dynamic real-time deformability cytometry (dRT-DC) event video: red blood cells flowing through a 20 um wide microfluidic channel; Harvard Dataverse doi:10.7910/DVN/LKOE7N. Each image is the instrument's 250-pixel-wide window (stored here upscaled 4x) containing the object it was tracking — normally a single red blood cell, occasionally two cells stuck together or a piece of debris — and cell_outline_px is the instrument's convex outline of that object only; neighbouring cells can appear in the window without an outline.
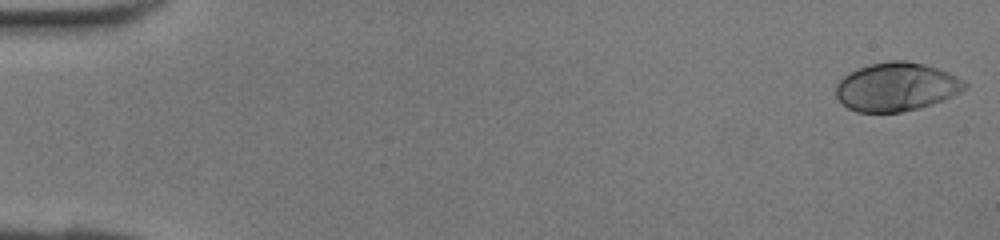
{"species": "human", "species_latin": "Homo sapiens", "temperature_condition": "room temperature", "stored_images_in_passage": 42, "camera_frame_rate_fps": 3000, "um_per_image_px": 0.085, "donor": {"sex": "female"}, "frame": {"image": 1, "passage_image": 1, "time_ms": 0.0, "image_size_px": [1000, 240], "cell_outline_px": [[968, 88], [952, 96], [932, 104], [920, 108], [900, 112], [856, 112], [848, 108], [836, 96], [836, 84], [844, 76], [868, 64], [888, 60], [904, 60], [924, 64], [948, 72], [964, 80], [968, 84]], "centroid_in_image_um": [76.21, 7.38], "position_along_channel_um": 8.8, "area_um2": 36.41}}
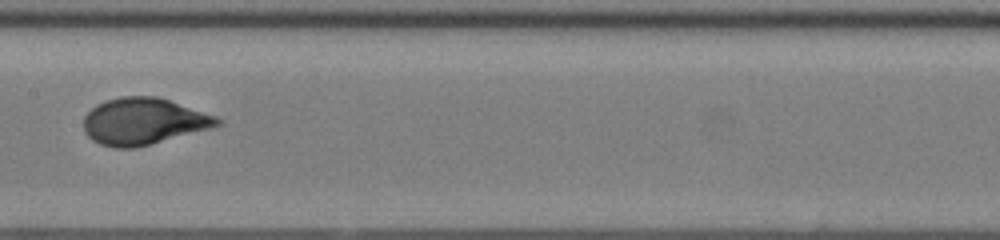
{"frame": {"image": 2, "passage_image": 22, "time_ms": 7.0, "image_size_px": [1000, 240], "cell_outline_px": [[224, 124], [212, 128], [136, 148], [116, 148], [100, 144], [92, 140], [84, 132], [84, 116], [96, 104], [104, 100], [120, 96], [156, 96], [216, 116], [224, 120]], "centroid_in_image_um": [12.2, 10.32], "position_along_channel_um": 195.2, "area_um2": 36.53}}
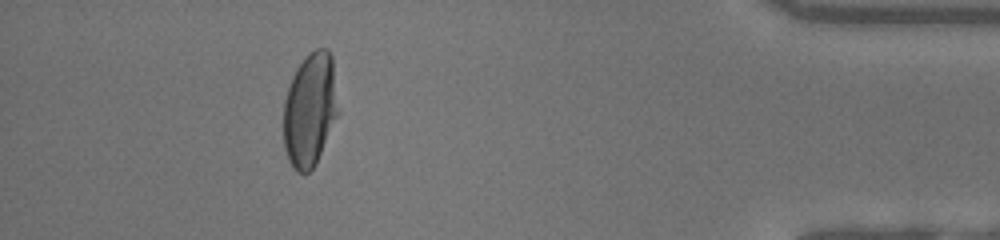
{"frame": {"image": 3, "passage_image": 38, "time_ms": 12.333, "image_size_px": [1000, 240], "cell_outline_px": [[340, 112], [316, 164], [308, 172], [296, 172], [292, 168], [288, 160], [284, 148], [284, 100], [292, 76], [296, 68], [308, 52], [316, 48], [328, 48], [332, 56]], "centroid_in_image_um": [26.37, 9.31], "position_along_channel_um": 408.8, "area_um2": 36.88}}